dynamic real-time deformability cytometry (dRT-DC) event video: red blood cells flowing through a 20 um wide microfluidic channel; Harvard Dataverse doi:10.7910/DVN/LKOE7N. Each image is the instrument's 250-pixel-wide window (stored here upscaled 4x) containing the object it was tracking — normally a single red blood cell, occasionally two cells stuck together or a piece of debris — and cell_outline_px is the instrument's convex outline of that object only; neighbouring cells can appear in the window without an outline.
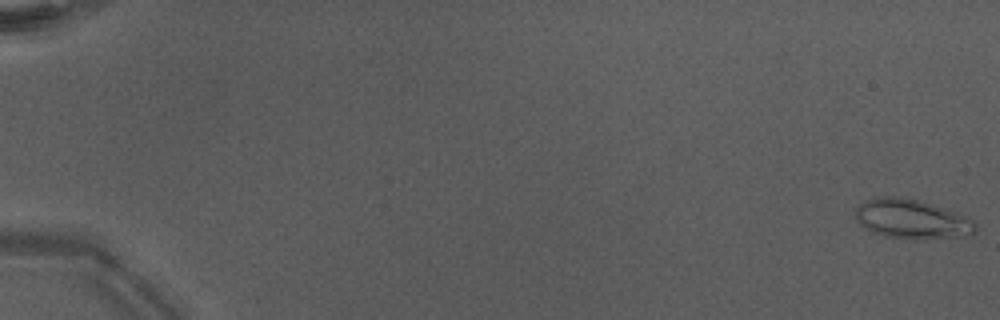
{"species": "Egyptian fruit bat (a non-hibernating species)", "species_latin": "Rousettus aegyptiacus", "temperature_condition": "warm", "stored_images_in_passage": 13, "camera_frame_rate_fps": 3000, "um_per_image_px": 0.085, "animal": {"sex": "male"}, "frame": {"image": 1, "passage_image": 1, "time_ms": 0.0, "image_size_px": [1000, 320], "cell_outline_px": [[976, 232], [972, 236], [924, 240], [908, 240], [884, 236], [872, 232], [860, 224], [856, 220], [856, 208], [860, 204], [868, 200], [880, 196], [896, 196], [916, 200], [960, 212], [972, 220], [976, 224]], "centroid_in_image_um": [77.57, 18.66], "position_along_channel_um": 7.4, "area_um2": 28.09}}